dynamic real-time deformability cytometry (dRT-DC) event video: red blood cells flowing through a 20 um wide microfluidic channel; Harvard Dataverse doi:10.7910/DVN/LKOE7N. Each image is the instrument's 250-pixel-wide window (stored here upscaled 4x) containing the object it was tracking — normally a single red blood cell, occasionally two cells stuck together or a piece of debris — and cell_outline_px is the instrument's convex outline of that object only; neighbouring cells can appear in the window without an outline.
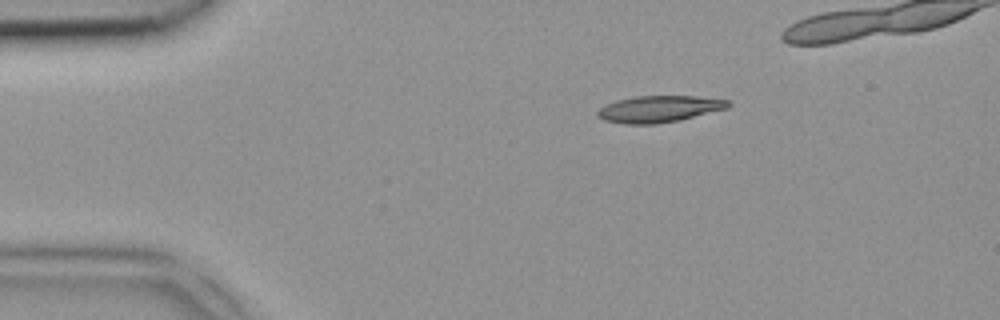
{"species": "common noctule bat (a hibernating species)", "species_latin": "Nyctalus noctula", "temperature_condition": "room temperature", "stored_images_in_passage": 5, "camera_frame_rate_fps": 3000, "um_per_image_px": 0.085, "animal": {"sex": "female", "body_mass_g": 18.4}, "frame": {"image": 1, "passage_image": 2, "time_ms": 0.333, "image_size_px": [1000, 320], "cell_outline_px": [[732, 104], [728, 108], [680, 120], [656, 124], [624, 124], [604, 120], [596, 116], [596, 112], [600, 108], [616, 100], [636, 96], [696, 96], [728, 100]], "centroid_in_image_um": [56.02, 9.26], "position_along_channel_um": 29.0, "area_um2": 20.29}}